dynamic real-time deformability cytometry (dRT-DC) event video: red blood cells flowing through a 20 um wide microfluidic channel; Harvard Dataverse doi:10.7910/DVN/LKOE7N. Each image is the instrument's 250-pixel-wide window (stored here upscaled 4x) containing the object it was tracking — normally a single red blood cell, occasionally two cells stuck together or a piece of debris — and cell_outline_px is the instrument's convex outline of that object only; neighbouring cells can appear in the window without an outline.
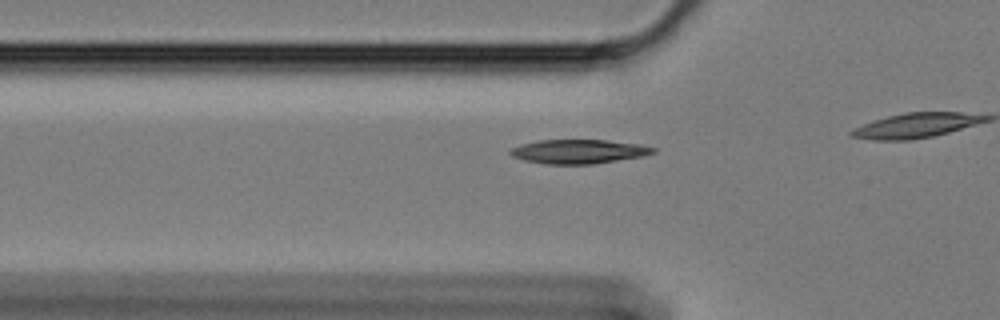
{"species": "Egyptian fruit bat (a non-hibernating species)", "species_latin": "Rousettus aegyptiacus", "temperature_condition": "cold", "stored_images_in_passage": 21, "camera_frame_rate_fps": 3000, "um_per_image_px": 0.085, "animal": {"sex": "female"}, "frame": {"image": 1, "passage_image": 15, "time_ms": 4.667, "image_size_px": [1000, 320], "cell_outline_px": [[656, 152], [640, 156], [592, 164], [548, 164], [524, 160], [512, 156], [508, 152], [512, 148], [520, 144], [536, 140], [608, 140], [640, 144], [656, 148]], "centroid_in_image_um": [49.15, 12.87], "position_along_channel_um": 76.6, "area_um2": 19.94}}